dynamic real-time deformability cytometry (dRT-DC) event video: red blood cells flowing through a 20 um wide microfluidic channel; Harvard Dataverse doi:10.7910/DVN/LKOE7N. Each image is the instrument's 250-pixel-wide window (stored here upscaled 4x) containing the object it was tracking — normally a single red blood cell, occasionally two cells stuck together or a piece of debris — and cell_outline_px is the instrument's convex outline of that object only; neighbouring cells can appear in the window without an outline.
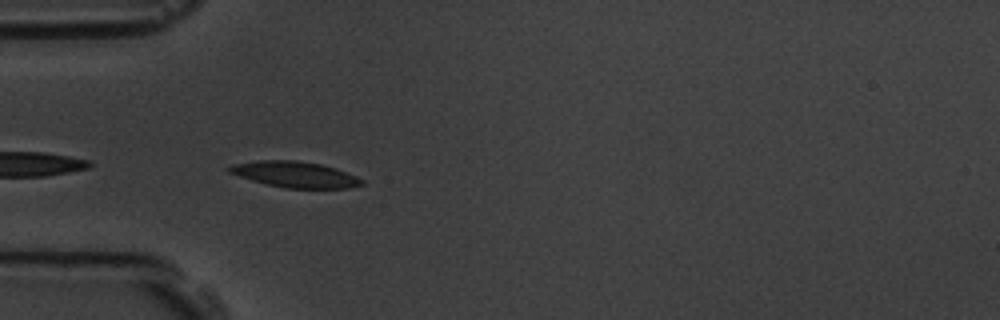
{"species": "common noctule bat (a hibernating species)", "species_latin": "Nyctalus noctula", "temperature_condition": "room temperature", "stored_images_in_passage": 6, "camera_frame_rate_fps": 3000, "um_per_image_px": 0.085, "animal": {"sex": "male", "body_mass_g": 19.5, "forearm_length_mm": 54.6}, "frame": {"image": 1, "passage_image": 4, "time_ms": 4.333, "image_size_px": [1000, 320], "cell_outline_px": [[364, 184], [348, 188], [284, 188], [252, 180], [228, 172], [224, 168], [232, 164], [260, 160], [296, 160], [320, 164], [356, 176], [364, 180]], "centroid_in_image_um": [25.03, 14.82], "position_along_channel_um": 60.0, "area_um2": 19.83}}
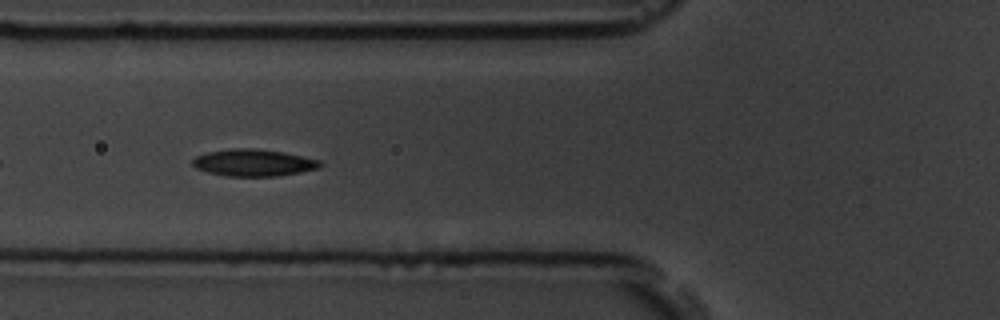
{"frame": {"image": 2, "passage_image": 5, "time_ms": 5.667, "image_size_px": [1000, 320], "cell_outline_px": [[324, 164], [320, 168], [300, 172], [276, 176], [224, 176], [208, 172], [196, 168], [192, 164], [192, 160], [196, 156], [208, 152], [232, 148], [252, 148], [284, 152], [320, 160]], "centroid_in_image_um": [21.56, 13.83], "position_along_channel_um": 104.2, "area_um2": 20.06}}
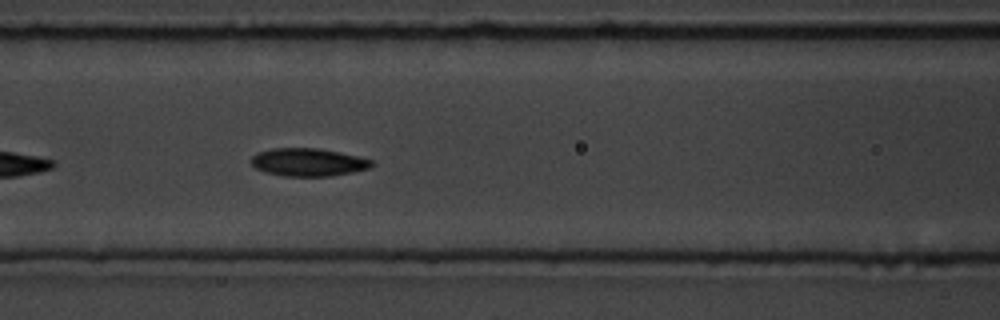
{"frame": {"image": 3, "passage_image": 6, "time_ms": 6.667, "image_size_px": [1000, 320], "cell_outline_px": [[376, 164], [372, 168], [332, 176], [284, 176], [264, 172], [256, 168], [252, 164], [252, 156], [256, 152], [272, 148], [320, 148], [340, 152], [372, 160]], "centroid_in_image_um": [26.22, 13.78], "position_along_channel_um": 140.4, "area_um2": 19.77}}